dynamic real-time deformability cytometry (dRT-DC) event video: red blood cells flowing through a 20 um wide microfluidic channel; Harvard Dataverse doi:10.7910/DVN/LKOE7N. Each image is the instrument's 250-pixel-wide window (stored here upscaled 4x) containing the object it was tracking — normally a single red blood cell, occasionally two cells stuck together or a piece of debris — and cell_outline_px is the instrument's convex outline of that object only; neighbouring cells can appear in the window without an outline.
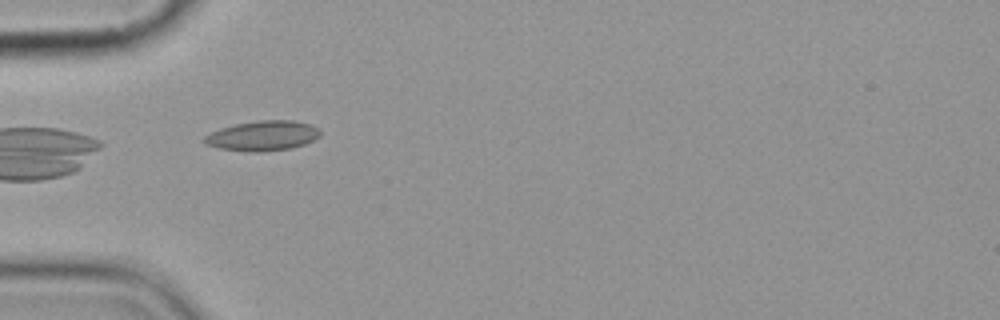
{"species": "common noctule bat (a hibernating species)", "species_latin": "Nyctalus noctula", "temperature_condition": "cold", "stored_images_in_passage": 1, "camera_frame_rate_fps": 3000, "um_per_image_px": 0.085, "animal": {"sex": "female", "body_mass_g": 19.9}, "frame": {"image": 1, "passage_image": 1, "time_ms": 0.0, "image_size_px": [1000, 320], "cell_outline_px": [[320, 136], [304, 144], [292, 148], [260, 152], [252, 152], [220, 148], [204, 144], [204, 136], [220, 128], [236, 124], [256, 120], [292, 120], [312, 124], [320, 128]], "centroid_in_image_um": [22.35, 11.53], "position_along_channel_um": 62.6, "area_um2": 20.29}}